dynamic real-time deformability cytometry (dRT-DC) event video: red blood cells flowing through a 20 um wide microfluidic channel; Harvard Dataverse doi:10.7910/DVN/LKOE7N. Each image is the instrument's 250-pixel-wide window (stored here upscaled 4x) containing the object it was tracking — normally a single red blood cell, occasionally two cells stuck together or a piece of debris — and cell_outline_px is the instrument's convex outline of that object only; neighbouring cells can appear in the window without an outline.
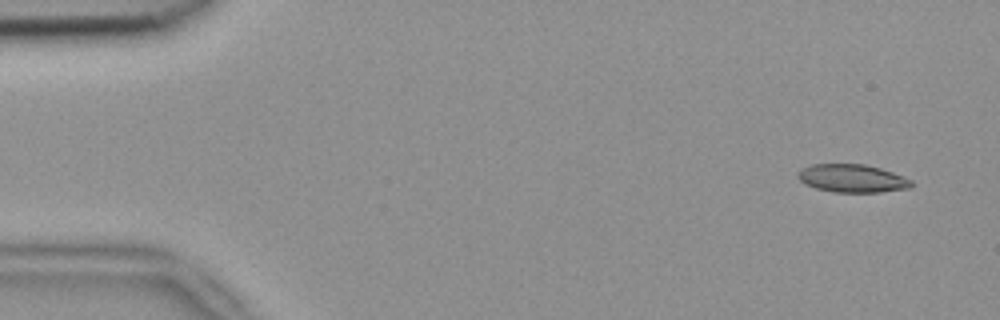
{"species": "common noctule bat (a hibernating species)", "species_latin": "Nyctalus noctula", "temperature_condition": "room temperature", "stored_images_in_passage": 5, "segment_of_instrument_passage": [1, 2], "camera_frame_rate_fps": 3000, "um_per_image_px": 0.085, "animal": {"sex": "female", "body_mass_g": 18.4}, "frame": {"image": 1, "passage_image": 1, "time_ms": 0.0, "image_size_px": [1000, 320], "cell_outline_px": [[912, 184], [908, 188], [880, 192], [836, 192], [816, 188], [804, 184], [796, 176], [804, 168], [812, 164], [864, 164], [880, 168], [904, 176], [912, 180]], "centroid_in_image_um": [72.45, 15.16], "position_along_channel_um": 12.6, "area_um2": 18.38}}